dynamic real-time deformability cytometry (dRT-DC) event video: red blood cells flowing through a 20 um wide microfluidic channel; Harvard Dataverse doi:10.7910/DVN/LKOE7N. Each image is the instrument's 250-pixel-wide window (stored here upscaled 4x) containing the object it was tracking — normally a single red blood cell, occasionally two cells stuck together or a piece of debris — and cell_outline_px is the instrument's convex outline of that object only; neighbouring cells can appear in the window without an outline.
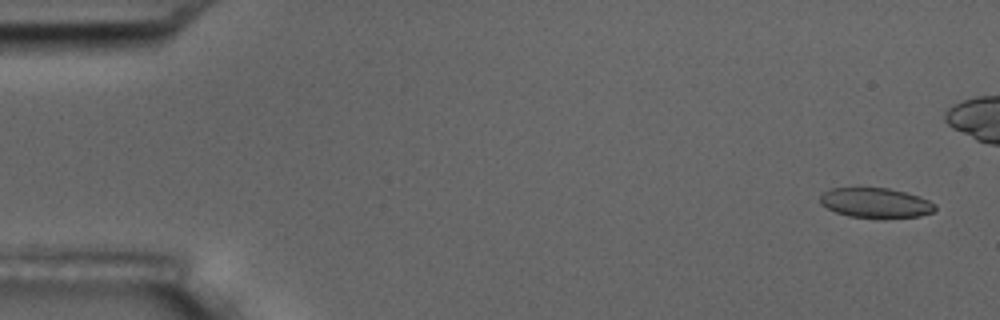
{"species": "common noctule bat (a hibernating species)", "species_latin": "Nyctalus noctula", "temperature_condition": "room temperature", "stored_images_in_passage": 6, "camera_frame_rate_fps": 3000, "um_per_image_px": 0.085, "animal": {"sex": "male", "body_mass_g": 17.5, "forearm_length_mm": 52.3}, "frame": {"image": 1, "passage_image": 1, "time_ms": 0.0, "image_size_px": [1000, 320], "cell_outline_px": [[936, 208], [932, 212], [920, 216], [880, 220], [848, 216], [836, 212], [820, 204], [820, 196], [824, 192], [832, 188], [856, 184], [888, 188], [904, 192], [928, 200], [936, 204]], "centroid_in_image_um": [74.37, 17.22], "position_along_channel_um": 10.6, "area_um2": 21.15}}